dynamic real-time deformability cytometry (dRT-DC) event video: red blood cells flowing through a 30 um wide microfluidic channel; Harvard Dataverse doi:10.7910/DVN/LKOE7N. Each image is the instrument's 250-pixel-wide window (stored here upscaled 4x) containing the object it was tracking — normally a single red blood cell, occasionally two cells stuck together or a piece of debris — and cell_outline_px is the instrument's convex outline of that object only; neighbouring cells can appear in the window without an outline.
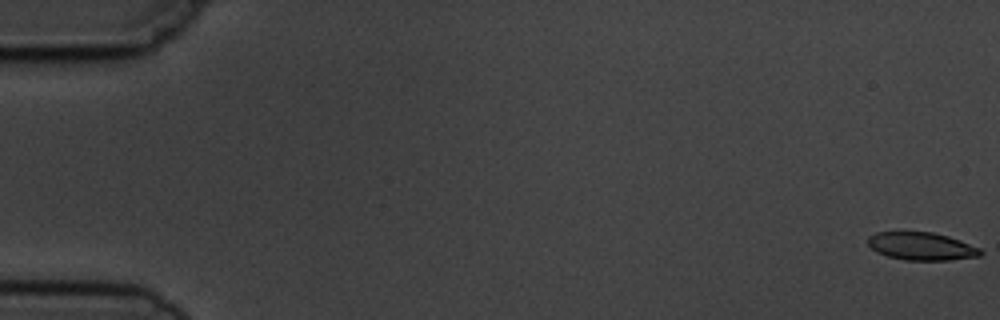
{"species": "common noctule bat (a hibernating species)", "species_latin": "Nyctalus noctula", "temperature_condition": "cold", "stored_images_in_passage": 10, "camera_frame_rate_fps": 3000, "um_per_image_px": 0.085, "animal": {"sex": "male", "body_mass_g": 19.5, "forearm_length_mm": 54.6}, "frame": {"image": 1, "passage_image": 1, "time_ms": 0.0, "image_size_px": [1000, 320], "cell_outline_px": [[984, 252], [980, 256], [948, 260], [904, 260], [888, 256], [876, 252], [868, 244], [868, 236], [876, 232], [932, 232], [948, 236], [960, 240], [980, 248]], "centroid_in_image_um": [78.33, 20.93], "position_along_channel_um": 6.7, "area_um2": 18.26}}
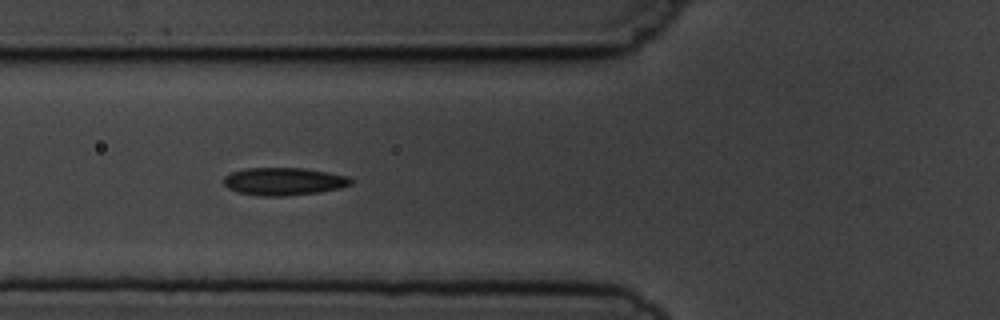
{"frame": {"image": 2, "passage_image": 6, "time_ms": 6.667, "image_size_px": [1000, 320], "cell_outline_px": [[352, 184], [340, 188], [320, 192], [284, 196], [260, 196], [240, 192], [228, 188], [224, 184], [224, 176], [232, 172], [244, 168], [304, 168], [328, 172], [348, 176], [352, 180]], "centroid_in_image_um": [24.13, 15.41], "position_along_channel_um": 101.7, "area_um2": 20.52}}
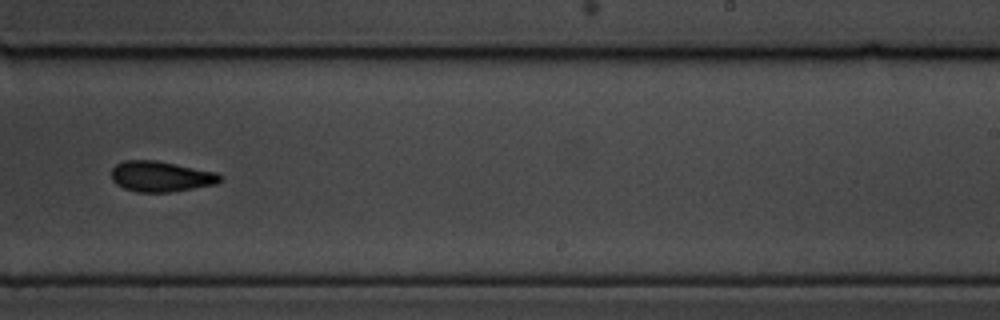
{"frame": {"image": 3, "passage_image": 10, "time_ms": 11.333, "image_size_px": [1000, 320], "cell_outline_px": [[224, 180], [216, 184], [172, 192], [136, 192], [124, 188], [116, 184], [112, 180], [112, 168], [116, 164], [124, 160], [156, 160], [216, 172], [224, 176]], "centroid_in_image_um": [13.7, 15.0], "position_along_channel_um": 275.3, "area_um2": 19.54}}